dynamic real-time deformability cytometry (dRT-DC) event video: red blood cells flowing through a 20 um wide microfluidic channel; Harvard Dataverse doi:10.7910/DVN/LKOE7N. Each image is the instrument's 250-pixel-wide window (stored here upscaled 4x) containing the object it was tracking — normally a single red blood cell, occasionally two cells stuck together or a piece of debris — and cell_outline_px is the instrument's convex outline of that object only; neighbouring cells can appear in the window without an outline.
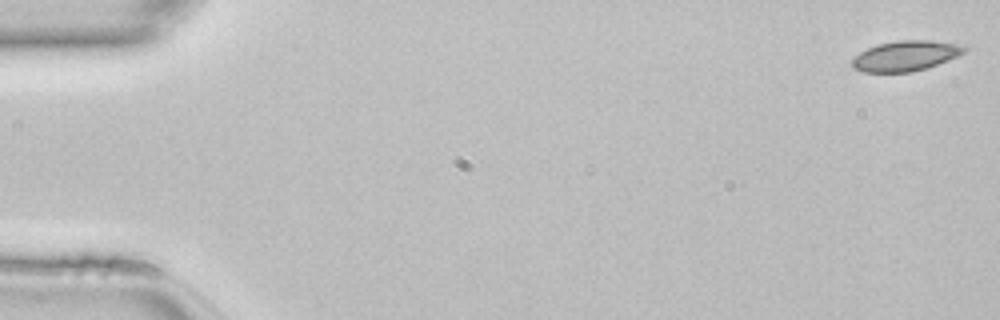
{"species": "common noctule bat (a hibernating species)", "species_latin": "Nyctalus noctula", "temperature_condition": "room temperature", "stored_images_in_passage": 47, "camera_frame_rate_fps": 3000, "um_per_image_px": 0.085, "animal": {"sex": "female", "body_mass_g": 22.7, "forearm_length_mm": 54.2}, "frame": {"image": 1, "passage_image": 1, "time_ms": 0.0, "image_size_px": [1000, 320], "cell_outline_px": [[968, 48], [964, 52], [948, 60], [912, 72], [864, 72], [852, 68], [852, 60], [860, 52], [876, 44], [896, 40], [928, 40], [960, 44]], "centroid_in_image_um": [76.95, 4.74], "position_along_channel_um": 8.0, "area_um2": 19.65}}
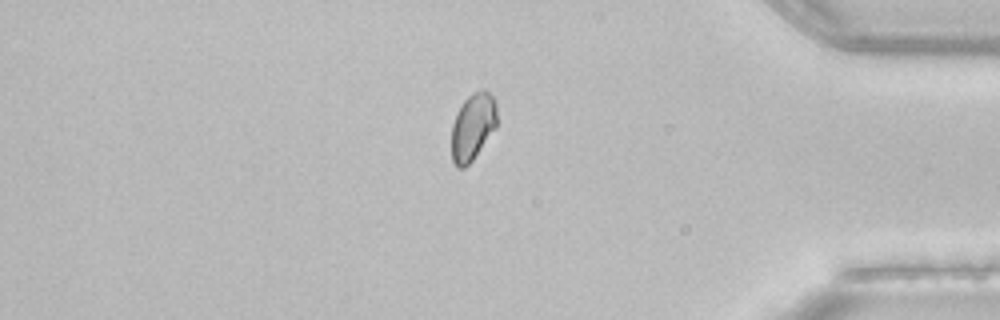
{"frame": {"image": 2, "passage_image": 40, "time_ms": 13.0, "image_size_px": [1000, 320], "cell_outline_px": [[496, 128], [472, 160], [464, 168], [456, 168], [452, 160], [452, 124], [456, 112], [464, 100], [472, 92], [480, 88], [484, 88], [492, 96], [496, 104]], "centroid_in_image_um": [40.17, 10.75], "position_along_channel_um": 395.0, "area_um2": 17.86}}
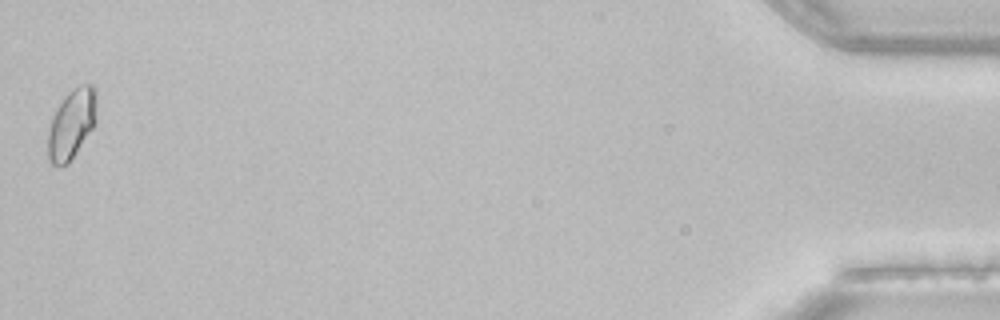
{"frame": {"image": 3, "passage_image": 47, "time_ms": 15.333, "image_size_px": [1000, 320], "cell_outline_px": [[96, 124], [72, 160], [68, 164], [52, 164], [48, 160], [48, 132], [52, 116], [56, 108], [64, 96], [72, 88], [80, 84], [92, 84], [96, 88]], "centroid_in_image_um": [6.11, 10.51], "position_along_channel_um": 429.1, "area_um2": 20.17}}